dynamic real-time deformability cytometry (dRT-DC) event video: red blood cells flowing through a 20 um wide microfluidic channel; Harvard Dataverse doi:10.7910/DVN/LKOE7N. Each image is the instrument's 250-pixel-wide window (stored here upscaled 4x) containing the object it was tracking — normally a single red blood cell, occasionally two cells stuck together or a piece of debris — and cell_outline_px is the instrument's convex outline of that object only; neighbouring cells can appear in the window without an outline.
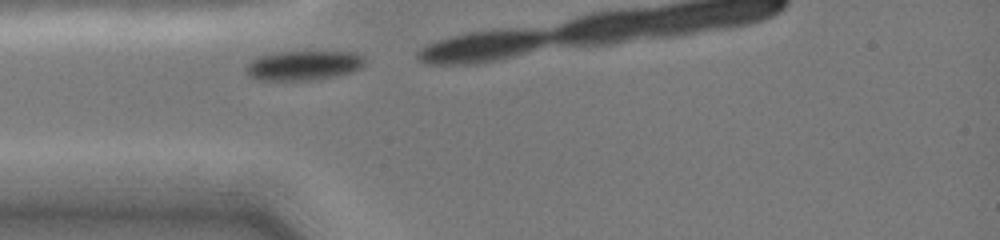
{"species": "common noctule bat (a hibernating species)", "species_latin": "Nyctalus noctula", "temperature_condition": "cold", "stored_images_in_passage": 4, "camera_frame_rate_fps": 3000, "um_per_image_px": 0.085, "animal": {"sex": "female", "body_mass_g": 19.0, "forearm_length_mm": 51.5}, "frame": {"image": 1, "passage_image": 1, "time_ms": 0.0, "image_size_px": [1000, 240], "cell_outline_px": [[364, 64], [360, 68], [352, 72], [336, 76], [312, 80], [260, 80], [248, 76], [244, 68], [252, 60], [260, 56], [272, 52], [356, 52], [364, 56]], "centroid_in_image_um": [25.79, 5.56], "position_along_channel_um": 59.2, "area_um2": 20.52}}